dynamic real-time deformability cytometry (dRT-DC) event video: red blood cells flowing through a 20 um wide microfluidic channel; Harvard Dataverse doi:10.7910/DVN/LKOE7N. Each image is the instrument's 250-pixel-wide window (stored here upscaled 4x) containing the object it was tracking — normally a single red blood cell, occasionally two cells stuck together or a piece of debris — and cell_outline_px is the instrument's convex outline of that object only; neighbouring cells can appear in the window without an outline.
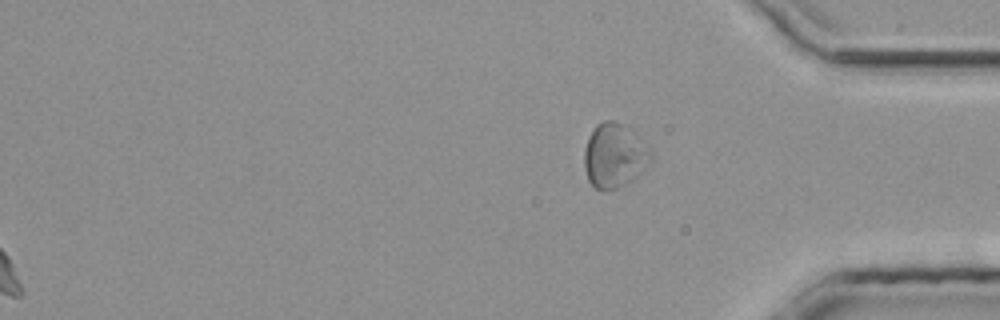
{"species": "common noctule bat (a hibernating species)", "species_latin": "Nyctalus noctula", "temperature_condition": "room temperature", "stored_images_in_passage": 29, "segment_of_instrument_passage": [2, 2], "camera_frame_rate_fps": 3000, "um_per_image_px": 0.085, "animal": {"sex": "male", "body_mass_g": 20.4}, "frame": {"image": 1, "passage_image": 29, "time_ms": 9.333, "image_size_px": [1000, 320], "cell_outline_px": [[652, 160], [632, 180], [616, 188], [604, 192], [596, 188], [588, 180], [584, 168], [584, 148], [588, 136], [596, 124], [604, 120], [612, 120], [624, 124], [652, 152]], "centroid_in_image_um": [52.18, 13.23], "position_along_channel_um": 383.0, "area_um2": 24.85}}